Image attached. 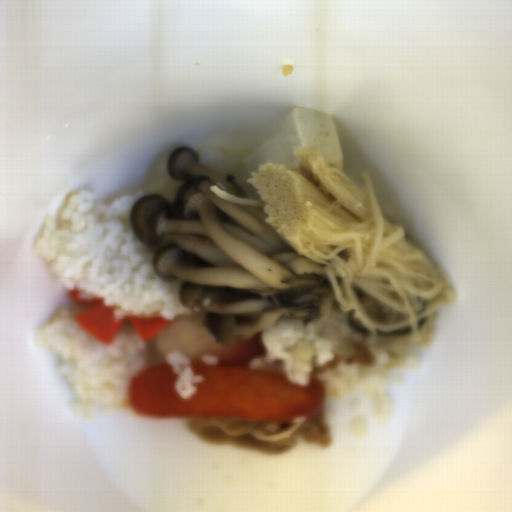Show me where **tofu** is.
I'll use <instances>...</instances> for the list:
<instances>
[{"label": "tofu", "mask_w": 512, "mask_h": 512, "mask_svg": "<svg viewBox=\"0 0 512 512\" xmlns=\"http://www.w3.org/2000/svg\"><path fill=\"white\" fill-rule=\"evenodd\" d=\"M316 147L329 165L343 171L344 161L335 121L329 113L311 106H296L265 140L251 149L242 162L248 176L263 165L294 168L295 150Z\"/></svg>", "instance_id": "1"}]
</instances>
